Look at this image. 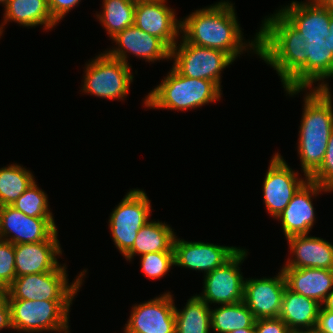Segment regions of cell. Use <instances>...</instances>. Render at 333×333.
<instances>
[{
  "label": "cell",
  "mask_w": 333,
  "mask_h": 333,
  "mask_svg": "<svg viewBox=\"0 0 333 333\" xmlns=\"http://www.w3.org/2000/svg\"><path fill=\"white\" fill-rule=\"evenodd\" d=\"M236 15L234 4L221 0L181 18V36L190 44L226 52L234 60L249 50L258 56V32L245 42Z\"/></svg>",
  "instance_id": "obj_1"
},
{
  "label": "cell",
  "mask_w": 333,
  "mask_h": 333,
  "mask_svg": "<svg viewBox=\"0 0 333 333\" xmlns=\"http://www.w3.org/2000/svg\"><path fill=\"white\" fill-rule=\"evenodd\" d=\"M306 41L277 10L258 31V57L276 70L284 89H306Z\"/></svg>",
  "instance_id": "obj_2"
},
{
  "label": "cell",
  "mask_w": 333,
  "mask_h": 333,
  "mask_svg": "<svg viewBox=\"0 0 333 333\" xmlns=\"http://www.w3.org/2000/svg\"><path fill=\"white\" fill-rule=\"evenodd\" d=\"M305 90L297 153L303 176L309 178L321 166L333 131V98L329 83L323 89H284L291 97Z\"/></svg>",
  "instance_id": "obj_3"
},
{
  "label": "cell",
  "mask_w": 333,
  "mask_h": 333,
  "mask_svg": "<svg viewBox=\"0 0 333 333\" xmlns=\"http://www.w3.org/2000/svg\"><path fill=\"white\" fill-rule=\"evenodd\" d=\"M222 88L206 79H195L181 75L173 66L167 76L144 98L150 109L187 111L219 101Z\"/></svg>",
  "instance_id": "obj_4"
},
{
  "label": "cell",
  "mask_w": 333,
  "mask_h": 333,
  "mask_svg": "<svg viewBox=\"0 0 333 333\" xmlns=\"http://www.w3.org/2000/svg\"><path fill=\"white\" fill-rule=\"evenodd\" d=\"M63 265V266H62ZM67 267L61 264L56 270L16 277L5 290L7 300L30 301H73L87 270L80 272L72 282H68Z\"/></svg>",
  "instance_id": "obj_5"
},
{
  "label": "cell",
  "mask_w": 333,
  "mask_h": 333,
  "mask_svg": "<svg viewBox=\"0 0 333 333\" xmlns=\"http://www.w3.org/2000/svg\"><path fill=\"white\" fill-rule=\"evenodd\" d=\"M11 325L25 333H69V312L73 301L8 300Z\"/></svg>",
  "instance_id": "obj_6"
},
{
  "label": "cell",
  "mask_w": 333,
  "mask_h": 333,
  "mask_svg": "<svg viewBox=\"0 0 333 333\" xmlns=\"http://www.w3.org/2000/svg\"><path fill=\"white\" fill-rule=\"evenodd\" d=\"M94 58L85 64L82 93L103 99L124 100L134 80L132 66L109 56L105 51Z\"/></svg>",
  "instance_id": "obj_7"
},
{
  "label": "cell",
  "mask_w": 333,
  "mask_h": 333,
  "mask_svg": "<svg viewBox=\"0 0 333 333\" xmlns=\"http://www.w3.org/2000/svg\"><path fill=\"white\" fill-rule=\"evenodd\" d=\"M151 200L142 189H130L109 216L115 247L124 256L133 246L138 231L149 221Z\"/></svg>",
  "instance_id": "obj_8"
},
{
  "label": "cell",
  "mask_w": 333,
  "mask_h": 333,
  "mask_svg": "<svg viewBox=\"0 0 333 333\" xmlns=\"http://www.w3.org/2000/svg\"><path fill=\"white\" fill-rule=\"evenodd\" d=\"M170 60L181 75L213 81L220 88L222 71L235 61L226 52L190 44L182 36L171 49Z\"/></svg>",
  "instance_id": "obj_9"
},
{
  "label": "cell",
  "mask_w": 333,
  "mask_h": 333,
  "mask_svg": "<svg viewBox=\"0 0 333 333\" xmlns=\"http://www.w3.org/2000/svg\"><path fill=\"white\" fill-rule=\"evenodd\" d=\"M248 256V251L241 248L223 266L204 275L203 292L196 294L208 305L235 304L244 299V281L240 265Z\"/></svg>",
  "instance_id": "obj_10"
},
{
  "label": "cell",
  "mask_w": 333,
  "mask_h": 333,
  "mask_svg": "<svg viewBox=\"0 0 333 333\" xmlns=\"http://www.w3.org/2000/svg\"><path fill=\"white\" fill-rule=\"evenodd\" d=\"M263 182V202L266 211L276 219L292 200L294 194L309 179L299 177L280 153L273 154Z\"/></svg>",
  "instance_id": "obj_11"
},
{
  "label": "cell",
  "mask_w": 333,
  "mask_h": 333,
  "mask_svg": "<svg viewBox=\"0 0 333 333\" xmlns=\"http://www.w3.org/2000/svg\"><path fill=\"white\" fill-rule=\"evenodd\" d=\"M124 333H176L175 303L171 292L132 306Z\"/></svg>",
  "instance_id": "obj_12"
},
{
  "label": "cell",
  "mask_w": 333,
  "mask_h": 333,
  "mask_svg": "<svg viewBox=\"0 0 333 333\" xmlns=\"http://www.w3.org/2000/svg\"><path fill=\"white\" fill-rule=\"evenodd\" d=\"M166 1L138 0L135 4L134 25L159 38L171 50L180 39L181 19L178 20L175 9L168 7Z\"/></svg>",
  "instance_id": "obj_13"
},
{
  "label": "cell",
  "mask_w": 333,
  "mask_h": 333,
  "mask_svg": "<svg viewBox=\"0 0 333 333\" xmlns=\"http://www.w3.org/2000/svg\"><path fill=\"white\" fill-rule=\"evenodd\" d=\"M175 266L188 268L204 275L223 266L241 248L213 243L190 242L175 236L173 241Z\"/></svg>",
  "instance_id": "obj_14"
},
{
  "label": "cell",
  "mask_w": 333,
  "mask_h": 333,
  "mask_svg": "<svg viewBox=\"0 0 333 333\" xmlns=\"http://www.w3.org/2000/svg\"><path fill=\"white\" fill-rule=\"evenodd\" d=\"M57 228L54 218L30 217L11 205L0 207V239L12 244L45 241Z\"/></svg>",
  "instance_id": "obj_15"
},
{
  "label": "cell",
  "mask_w": 333,
  "mask_h": 333,
  "mask_svg": "<svg viewBox=\"0 0 333 333\" xmlns=\"http://www.w3.org/2000/svg\"><path fill=\"white\" fill-rule=\"evenodd\" d=\"M116 43L112 49L105 52L116 59L128 63V54L143 58L146 62L170 60L171 50L157 37L139 29L135 25L128 26L111 38Z\"/></svg>",
  "instance_id": "obj_16"
},
{
  "label": "cell",
  "mask_w": 333,
  "mask_h": 333,
  "mask_svg": "<svg viewBox=\"0 0 333 333\" xmlns=\"http://www.w3.org/2000/svg\"><path fill=\"white\" fill-rule=\"evenodd\" d=\"M321 192L329 193L330 191L308 179L276 218V220L281 222L280 225L286 239L295 235L309 234L316 222L313 199L314 196L316 198Z\"/></svg>",
  "instance_id": "obj_17"
},
{
  "label": "cell",
  "mask_w": 333,
  "mask_h": 333,
  "mask_svg": "<svg viewBox=\"0 0 333 333\" xmlns=\"http://www.w3.org/2000/svg\"><path fill=\"white\" fill-rule=\"evenodd\" d=\"M286 286L282 269L274 277L245 278L243 301L255 319L277 318Z\"/></svg>",
  "instance_id": "obj_18"
},
{
  "label": "cell",
  "mask_w": 333,
  "mask_h": 333,
  "mask_svg": "<svg viewBox=\"0 0 333 333\" xmlns=\"http://www.w3.org/2000/svg\"><path fill=\"white\" fill-rule=\"evenodd\" d=\"M305 41H325L330 35V12L318 0L291 1L277 10Z\"/></svg>",
  "instance_id": "obj_19"
},
{
  "label": "cell",
  "mask_w": 333,
  "mask_h": 333,
  "mask_svg": "<svg viewBox=\"0 0 333 333\" xmlns=\"http://www.w3.org/2000/svg\"><path fill=\"white\" fill-rule=\"evenodd\" d=\"M61 249L58 229L45 241L14 244L16 277L56 270Z\"/></svg>",
  "instance_id": "obj_20"
},
{
  "label": "cell",
  "mask_w": 333,
  "mask_h": 333,
  "mask_svg": "<svg viewBox=\"0 0 333 333\" xmlns=\"http://www.w3.org/2000/svg\"><path fill=\"white\" fill-rule=\"evenodd\" d=\"M286 240L291 257L288 258L282 268H319L333 270L332 242L308 234L291 236Z\"/></svg>",
  "instance_id": "obj_21"
},
{
  "label": "cell",
  "mask_w": 333,
  "mask_h": 333,
  "mask_svg": "<svg viewBox=\"0 0 333 333\" xmlns=\"http://www.w3.org/2000/svg\"><path fill=\"white\" fill-rule=\"evenodd\" d=\"M287 287L322 304L333 291V270L319 268H281Z\"/></svg>",
  "instance_id": "obj_22"
},
{
  "label": "cell",
  "mask_w": 333,
  "mask_h": 333,
  "mask_svg": "<svg viewBox=\"0 0 333 333\" xmlns=\"http://www.w3.org/2000/svg\"><path fill=\"white\" fill-rule=\"evenodd\" d=\"M4 11L0 36L3 34L4 25L10 21L29 28L43 25V30H52L58 24L50 13L48 0H8Z\"/></svg>",
  "instance_id": "obj_23"
},
{
  "label": "cell",
  "mask_w": 333,
  "mask_h": 333,
  "mask_svg": "<svg viewBox=\"0 0 333 333\" xmlns=\"http://www.w3.org/2000/svg\"><path fill=\"white\" fill-rule=\"evenodd\" d=\"M320 307L316 300L295 293L286 286L278 317L290 330L313 329L317 325Z\"/></svg>",
  "instance_id": "obj_24"
},
{
  "label": "cell",
  "mask_w": 333,
  "mask_h": 333,
  "mask_svg": "<svg viewBox=\"0 0 333 333\" xmlns=\"http://www.w3.org/2000/svg\"><path fill=\"white\" fill-rule=\"evenodd\" d=\"M175 236L174 229L167 223L149 220L138 231L132 248L123 257L131 261L136 254L142 256L154 252H174Z\"/></svg>",
  "instance_id": "obj_25"
},
{
  "label": "cell",
  "mask_w": 333,
  "mask_h": 333,
  "mask_svg": "<svg viewBox=\"0 0 333 333\" xmlns=\"http://www.w3.org/2000/svg\"><path fill=\"white\" fill-rule=\"evenodd\" d=\"M306 43V89H323L328 84L325 79H333V53L327 39L306 41ZM314 83L317 86L312 87Z\"/></svg>",
  "instance_id": "obj_26"
},
{
  "label": "cell",
  "mask_w": 333,
  "mask_h": 333,
  "mask_svg": "<svg viewBox=\"0 0 333 333\" xmlns=\"http://www.w3.org/2000/svg\"><path fill=\"white\" fill-rule=\"evenodd\" d=\"M176 333H211V307L196 294L183 309L175 306Z\"/></svg>",
  "instance_id": "obj_27"
},
{
  "label": "cell",
  "mask_w": 333,
  "mask_h": 333,
  "mask_svg": "<svg viewBox=\"0 0 333 333\" xmlns=\"http://www.w3.org/2000/svg\"><path fill=\"white\" fill-rule=\"evenodd\" d=\"M253 313L244 301L221 305L211 309V330L217 333H229L255 325Z\"/></svg>",
  "instance_id": "obj_28"
},
{
  "label": "cell",
  "mask_w": 333,
  "mask_h": 333,
  "mask_svg": "<svg viewBox=\"0 0 333 333\" xmlns=\"http://www.w3.org/2000/svg\"><path fill=\"white\" fill-rule=\"evenodd\" d=\"M30 170L19 164L0 168V207L12 205L36 180Z\"/></svg>",
  "instance_id": "obj_29"
},
{
  "label": "cell",
  "mask_w": 333,
  "mask_h": 333,
  "mask_svg": "<svg viewBox=\"0 0 333 333\" xmlns=\"http://www.w3.org/2000/svg\"><path fill=\"white\" fill-rule=\"evenodd\" d=\"M136 2L131 0H103L97 19L112 38L128 26L134 25ZM102 13V14H101Z\"/></svg>",
  "instance_id": "obj_30"
},
{
  "label": "cell",
  "mask_w": 333,
  "mask_h": 333,
  "mask_svg": "<svg viewBox=\"0 0 333 333\" xmlns=\"http://www.w3.org/2000/svg\"><path fill=\"white\" fill-rule=\"evenodd\" d=\"M36 183L34 181L11 206L30 217L54 218L47 194Z\"/></svg>",
  "instance_id": "obj_31"
},
{
  "label": "cell",
  "mask_w": 333,
  "mask_h": 333,
  "mask_svg": "<svg viewBox=\"0 0 333 333\" xmlns=\"http://www.w3.org/2000/svg\"><path fill=\"white\" fill-rule=\"evenodd\" d=\"M140 257V268L149 279L162 278L170 272L172 266H175L174 252L147 253Z\"/></svg>",
  "instance_id": "obj_32"
},
{
  "label": "cell",
  "mask_w": 333,
  "mask_h": 333,
  "mask_svg": "<svg viewBox=\"0 0 333 333\" xmlns=\"http://www.w3.org/2000/svg\"><path fill=\"white\" fill-rule=\"evenodd\" d=\"M15 278L14 244L0 239V290L5 291Z\"/></svg>",
  "instance_id": "obj_33"
},
{
  "label": "cell",
  "mask_w": 333,
  "mask_h": 333,
  "mask_svg": "<svg viewBox=\"0 0 333 333\" xmlns=\"http://www.w3.org/2000/svg\"><path fill=\"white\" fill-rule=\"evenodd\" d=\"M324 189L333 191V131L329 137L326 153L321 166L309 177Z\"/></svg>",
  "instance_id": "obj_34"
},
{
  "label": "cell",
  "mask_w": 333,
  "mask_h": 333,
  "mask_svg": "<svg viewBox=\"0 0 333 333\" xmlns=\"http://www.w3.org/2000/svg\"><path fill=\"white\" fill-rule=\"evenodd\" d=\"M256 333H288L290 329L279 318H260L255 320Z\"/></svg>",
  "instance_id": "obj_35"
},
{
  "label": "cell",
  "mask_w": 333,
  "mask_h": 333,
  "mask_svg": "<svg viewBox=\"0 0 333 333\" xmlns=\"http://www.w3.org/2000/svg\"><path fill=\"white\" fill-rule=\"evenodd\" d=\"M80 2L81 0H48V7L53 19L59 23Z\"/></svg>",
  "instance_id": "obj_36"
},
{
  "label": "cell",
  "mask_w": 333,
  "mask_h": 333,
  "mask_svg": "<svg viewBox=\"0 0 333 333\" xmlns=\"http://www.w3.org/2000/svg\"><path fill=\"white\" fill-rule=\"evenodd\" d=\"M315 329L318 333H333V312L326 310L321 306Z\"/></svg>",
  "instance_id": "obj_37"
},
{
  "label": "cell",
  "mask_w": 333,
  "mask_h": 333,
  "mask_svg": "<svg viewBox=\"0 0 333 333\" xmlns=\"http://www.w3.org/2000/svg\"><path fill=\"white\" fill-rule=\"evenodd\" d=\"M4 329H12L10 306L6 298V292L0 290V331Z\"/></svg>",
  "instance_id": "obj_38"
},
{
  "label": "cell",
  "mask_w": 333,
  "mask_h": 333,
  "mask_svg": "<svg viewBox=\"0 0 333 333\" xmlns=\"http://www.w3.org/2000/svg\"><path fill=\"white\" fill-rule=\"evenodd\" d=\"M321 306H322L324 309L333 312V291H332V292L326 297V299H325L324 302L321 304Z\"/></svg>",
  "instance_id": "obj_39"
},
{
  "label": "cell",
  "mask_w": 333,
  "mask_h": 333,
  "mask_svg": "<svg viewBox=\"0 0 333 333\" xmlns=\"http://www.w3.org/2000/svg\"><path fill=\"white\" fill-rule=\"evenodd\" d=\"M329 28H330V35L328 37H326L325 39H327L328 46L330 47V50L333 53V13H332V15L330 17Z\"/></svg>",
  "instance_id": "obj_40"
},
{
  "label": "cell",
  "mask_w": 333,
  "mask_h": 333,
  "mask_svg": "<svg viewBox=\"0 0 333 333\" xmlns=\"http://www.w3.org/2000/svg\"><path fill=\"white\" fill-rule=\"evenodd\" d=\"M229 333H256L255 331V325L253 327H248V328H242L239 330H234Z\"/></svg>",
  "instance_id": "obj_41"
},
{
  "label": "cell",
  "mask_w": 333,
  "mask_h": 333,
  "mask_svg": "<svg viewBox=\"0 0 333 333\" xmlns=\"http://www.w3.org/2000/svg\"><path fill=\"white\" fill-rule=\"evenodd\" d=\"M324 7L333 13V0H318Z\"/></svg>",
  "instance_id": "obj_42"
},
{
  "label": "cell",
  "mask_w": 333,
  "mask_h": 333,
  "mask_svg": "<svg viewBox=\"0 0 333 333\" xmlns=\"http://www.w3.org/2000/svg\"><path fill=\"white\" fill-rule=\"evenodd\" d=\"M288 333H318L315 328L313 329H294L290 330Z\"/></svg>",
  "instance_id": "obj_43"
},
{
  "label": "cell",
  "mask_w": 333,
  "mask_h": 333,
  "mask_svg": "<svg viewBox=\"0 0 333 333\" xmlns=\"http://www.w3.org/2000/svg\"><path fill=\"white\" fill-rule=\"evenodd\" d=\"M8 0H0V4H3V6L7 3Z\"/></svg>",
  "instance_id": "obj_44"
}]
</instances>
